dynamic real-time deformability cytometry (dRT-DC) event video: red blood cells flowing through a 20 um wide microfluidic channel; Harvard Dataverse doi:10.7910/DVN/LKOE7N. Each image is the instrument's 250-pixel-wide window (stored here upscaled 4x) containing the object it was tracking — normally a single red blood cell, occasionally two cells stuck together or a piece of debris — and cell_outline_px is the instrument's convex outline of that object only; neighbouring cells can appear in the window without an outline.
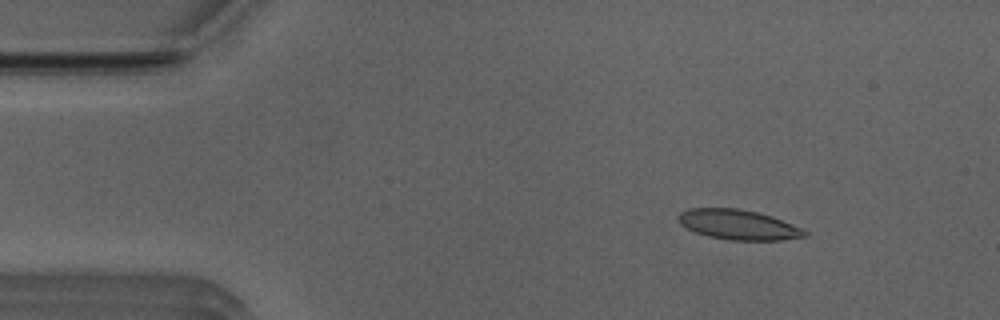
{"species": "Egyptian fruit bat (a non-hibernating species)", "species_latin": "Rousettus aegyptiacus", "temperature_condition": "room temperature", "stored_images_in_passage": 46, "camera_frame_rate_fps": 3000, "um_per_image_px": 0.085, "animal": {"sex": "male"}, "frame": {"image": 1, "passage_image": 7, "time_ms": 2.0, "image_size_px": [1000, 320], "cell_outline_px": [[808, 236], [780, 240], [728, 240], [708, 236], [696, 232], [680, 224], [676, 216], [680, 212], [688, 208], [736, 208], [756, 212], [772, 216], [792, 224], [808, 232]], "centroid_in_image_um": [62.73, 19.09], "position_along_channel_um": 22.3, "area_um2": 22.02}}
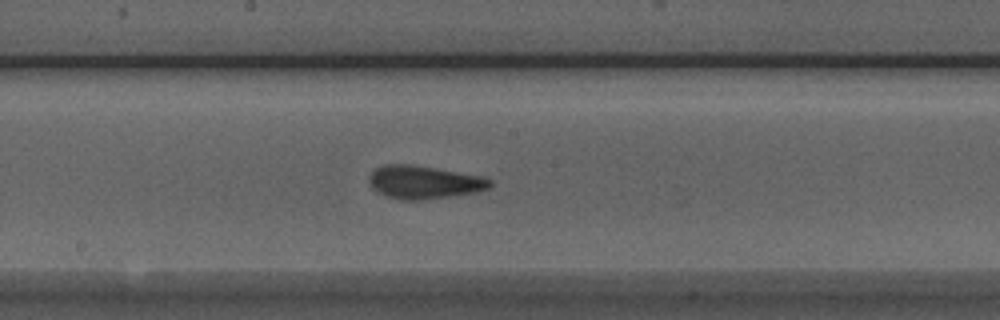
{"frame": {"image": 2, "passage_image": 27, "time_ms": 8.667, "image_size_px": [1000, 320], "cell_outline_px": [[492, 184], [488, 188], [476, 192], [424, 200], [404, 200], [388, 196], [372, 188], [368, 180], [368, 176], [376, 168], [384, 164], [412, 164], [484, 176], [492, 180]], "centroid_in_image_um": [36.05, 15.47], "position_along_channel_um": 212.1, "area_um2": 23.35}}
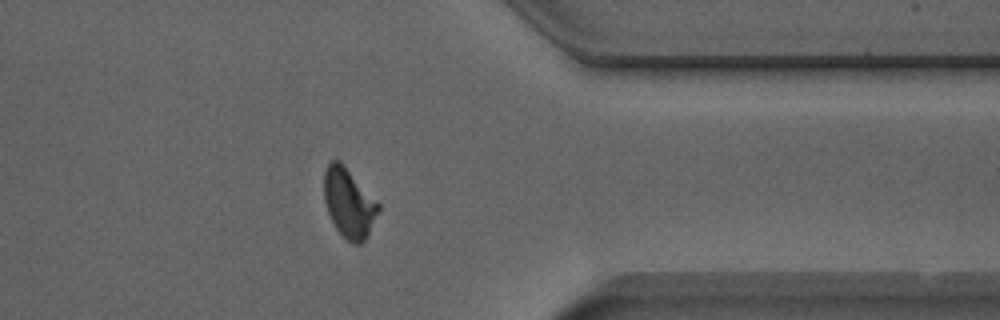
{"frame": {"image": 3, "passage_image": 41, "time_ms": 13.333, "image_size_px": [1000, 320], "cell_outline_px": [[380, 208], [368, 236], [360, 244], [352, 244], [336, 228], [328, 212], [324, 200], [324, 172], [328, 164], [332, 160], [340, 160], [344, 164], [380, 204]], "centroid_in_image_um": [29.66, 17.24], "position_along_channel_um": 381.7, "area_um2": 21.85}, "authors_computed_cell_mechanics": {"area_um2": 22.0796, "velocity_mm_per_s": 3.9289, "shape_relaxation_time_tau1_ms": 4.8323, "shape_relaxation_time_tau2_ms": 1.472, "deformation_change_tau1": 0.1679, "deformation_change_tau2": 0.0818}}